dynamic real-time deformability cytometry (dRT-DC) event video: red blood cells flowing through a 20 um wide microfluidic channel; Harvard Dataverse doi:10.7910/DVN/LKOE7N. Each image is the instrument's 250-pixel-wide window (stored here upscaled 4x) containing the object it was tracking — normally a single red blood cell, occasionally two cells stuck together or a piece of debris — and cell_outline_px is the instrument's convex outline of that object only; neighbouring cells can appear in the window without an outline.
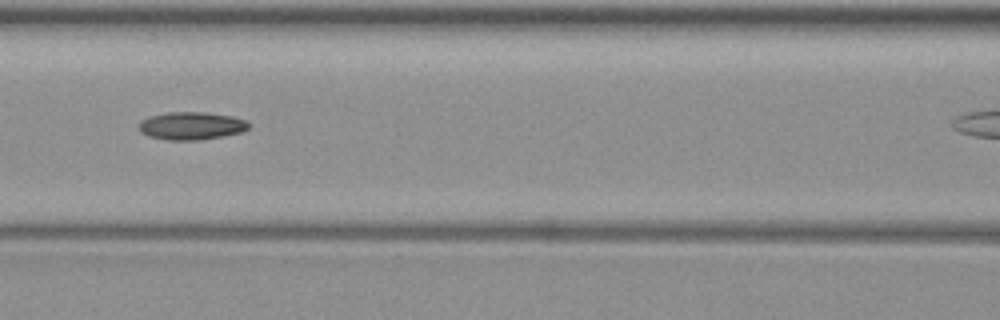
{"species": "common noctule bat (a hibernating species)", "species_latin": "Nyctalus noctula", "temperature_condition": "warm", "stored_images_in_passage": 14, "camera_frame_rate_fps": 3000, "um_per_image_px": 0.085, "animal": {"sex": "female", "body_mass_g": 19.3, "forearm_length_mm": 54.1}, "frame": {"image": 1, "passage_image": 10, "time_ms": 11.667, "image_size_px": [1000, 320], "cell_outline_px": [[248, 128], [244, 132], [224, 136], [200, 140], [168, 140], [148, 136], [140, 132], [140, 120], [148, 116], [168, 112], [204, 112], [232, 116], [248, 120]], "centroid_in_image_um": [16.28, 10.69], "position_along_channel_um": 150.3, "area_um2": 17.98}}
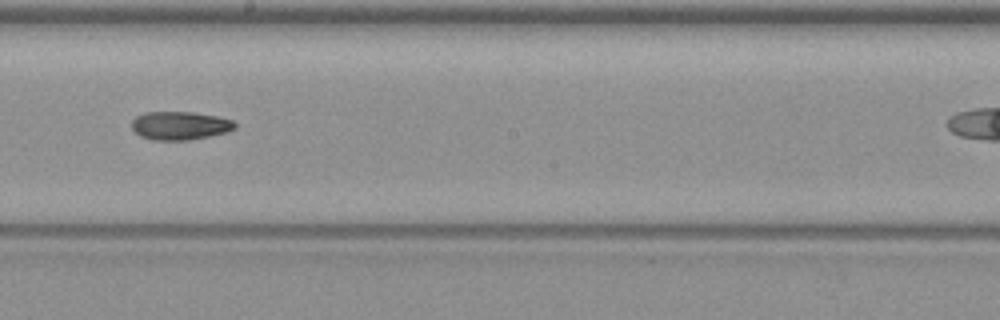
{"frame": {"image": 2, "passage_image": 12, "time_ms": 14.0, "image_size_px": [1000, 320], "cell_outline_px": [[236, 128], [228, 132], [188, 140], [152, 140], [140, 136], [132, 128], [132, 120], [136, 116], [144, 112], [192, 112], [216, 116], [232, 120], [236, 124]], "centroid_in_image_um": [15.29, 10.67], "position_along_channel_um": 232.9, "area_um2": 17.05}}